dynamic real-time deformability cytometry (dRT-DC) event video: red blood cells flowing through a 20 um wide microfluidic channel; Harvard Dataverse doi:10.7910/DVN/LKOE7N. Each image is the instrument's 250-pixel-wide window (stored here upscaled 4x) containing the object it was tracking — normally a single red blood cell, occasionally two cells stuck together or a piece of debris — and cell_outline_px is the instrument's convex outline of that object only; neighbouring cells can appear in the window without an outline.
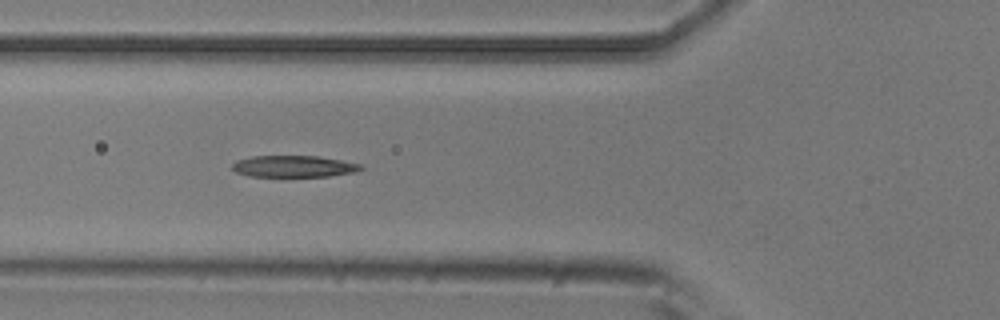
{"species": "common noctule bat (a hibernating species)", "species_latin": "Nyctalus noctula", "temperature_condition": "room temperature", "stored_images_in_passage": 11, "camera_frame_rate_fps": 3000, "um_per_image_px": 0.085, "animal": {"sex": "male", "body_mass_g": 20.5, "forearm_length_mm": 52.5}, "frame": {"image": 1, "passage_image": 5, "time_ms": 1.333, "image_size_px": [1000, 320], "cell_outline_px": [[364, 168], [356, 172], [328, 176], [248, 176], [236, 172], [232, 168], [232, 164], [236, 160], [252, 156], [316, 156], [340, 160], [360, 164]], "centroid_in_image_um": [24.95, 14.14], "position_along_channel_um": 100.9, "area_um2": 16.07}}